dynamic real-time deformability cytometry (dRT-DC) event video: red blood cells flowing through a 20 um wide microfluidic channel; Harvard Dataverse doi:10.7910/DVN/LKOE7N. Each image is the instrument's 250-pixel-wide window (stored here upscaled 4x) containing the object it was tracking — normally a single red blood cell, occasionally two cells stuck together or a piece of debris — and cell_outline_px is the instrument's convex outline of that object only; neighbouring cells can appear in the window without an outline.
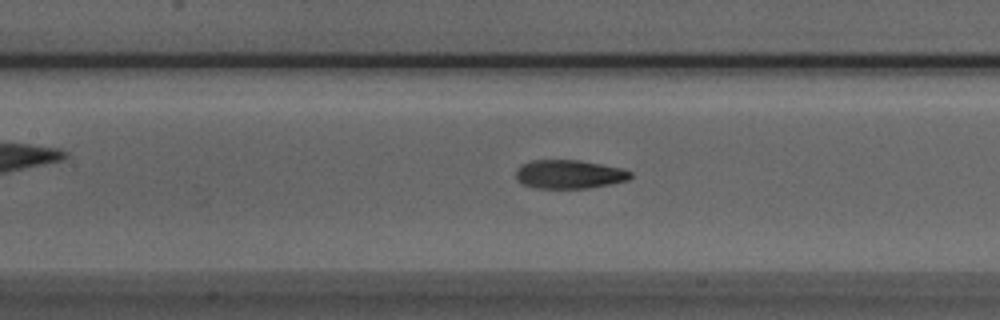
{"species": "Egyptian fruit bat (a non-hibernating species)", "species_latin": "Rousettus aegyptiacus", "temperature_condition": "room temperature", "stored_images_in_passage": 39, "camera_frame_rate_fps": 3000, "um_per_image_px": 0.085, "animal": {"sex": "male"}, "frame": {"image": 1, "passage_image": 16, "time_ms": 5.0, "image_size_px": [1000, 320], "cell_outline_px": [[632, 176], [628, 180], [612, 184], [588, 188], [536, 188], [520, 184], [516, 180], [516, 172], [520, 164], [532, 160], [580, 160], [624, 168], [632, 172]], "centroid_in_image_um": [48.39, 14.81], "position_along_channel_um": 159.0, "area_um2": 19.48}}
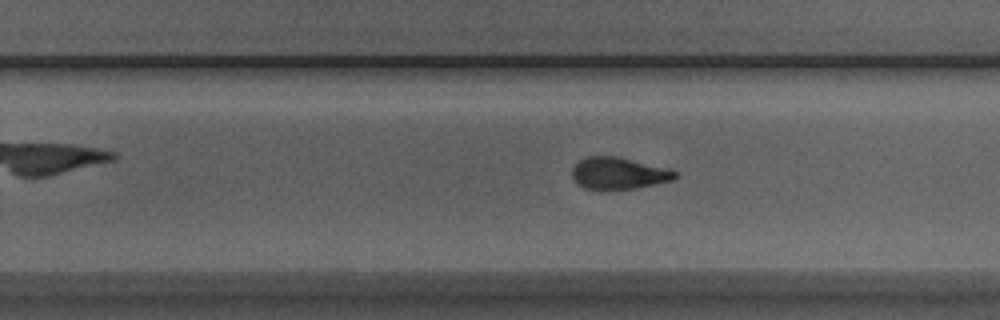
{"frame": {"image": 2, "passage_image": 25, "time_ms": 8.0, "image_size_px": [1000, 320], "cell_outline_px": [[680, 176], [672, 180], [636, 188], [584, 188], [576, 184], [572, 176], [572, 168], [584, 156], [616, 156], [664, 168], [676, 172]], "centroid_in_image_um": [52.54, 14.72], "position_along_channel_um": 277.3, "area_um2": 18.67}}
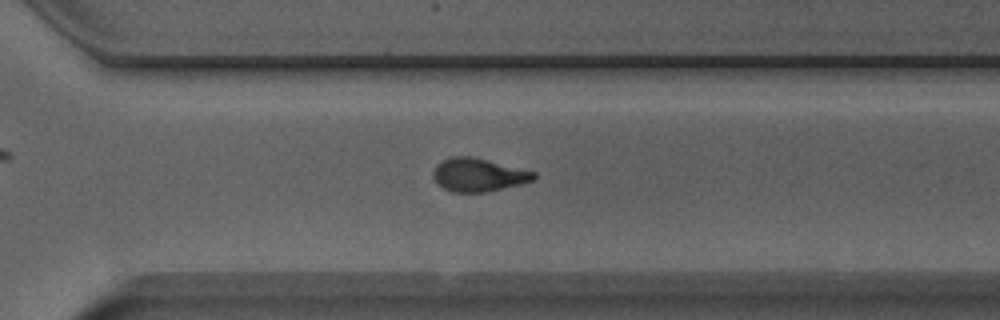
{"frame": {"image": 3, "passage_image": 29, "time_ms": 9.333, "image_size_px": [1000, 320], "cell_outline_px": [[536, 176], [532, 180], [520, 184], [488, 192], [452, 192], [444, 188], [432, 176], [432, 172], [436, 164], [452, 156], [472, 156], [536, 172]], "centroid_in_image_um": [40.65, 14.86], "position_along_channel_um": 329.9, "area_um2": 19.36}}